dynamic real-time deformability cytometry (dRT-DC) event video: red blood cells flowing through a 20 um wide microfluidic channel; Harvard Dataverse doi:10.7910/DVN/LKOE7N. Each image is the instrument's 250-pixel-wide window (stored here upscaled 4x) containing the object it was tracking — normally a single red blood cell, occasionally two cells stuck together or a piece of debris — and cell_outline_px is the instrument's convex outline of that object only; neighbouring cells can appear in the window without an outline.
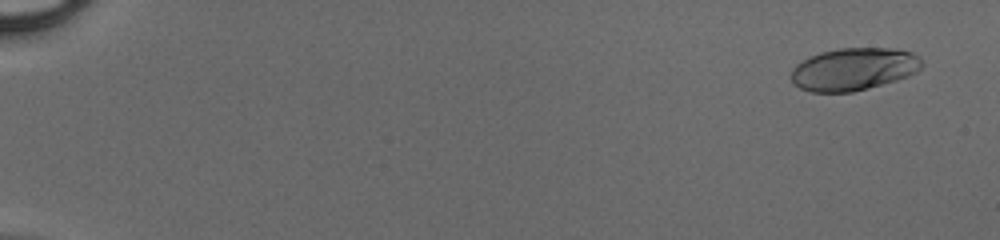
{"species": "human", "species_latin": "Homo sapiens", "temperature_condition": "cold", "stored_images_in_passage": 50, "camera_frame_rate_fps": 3000, "um_per_image_px": 0.085, "donor": {"sex": "male"}, "frame": {"image": 1, "passage_image": 3, "time_ms": 0.667, "image_size_px": [1000, 240], "cell_outline_px": [[924, 64], [916, 72], [908, 76], [896, 80], [868, 88], [852, 92], [812, 92], [800, 88], [792, 84], [792, 68], [796, 64], [820, 52], [840, 48], [896, 48], [912, 52]], "centroid_in_image_um": [72.56, 5.87], "position_along_channel_um": 12.4, "area_um2": 32.31}}
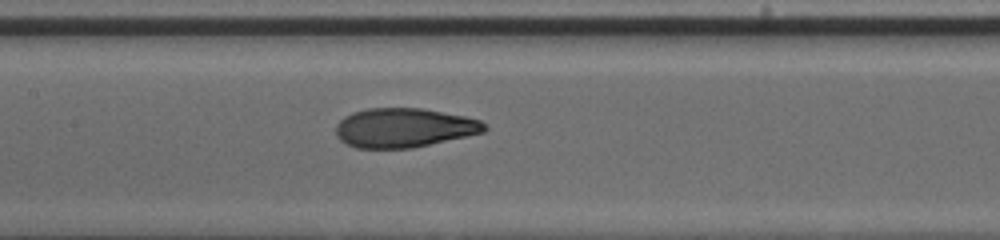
{"frame": {"image": 2, "passage_image": 27, "time_ms": 8.667, "image_size_px": [1000, 240], "cell_outline_px": [[488, 128], [484, 132], [468, 136], [412, 148], [356, 148], [340, 140], [336, 136], [336, 124], [344, 116], [352, 112], [368, 108], [424, 108], [464, 116], [480, 120], [488, 124]], "centroid_in_image_um": [34.35, 10.85], "position_along_channel_um": 173.0, "area_um2": 34.22}}
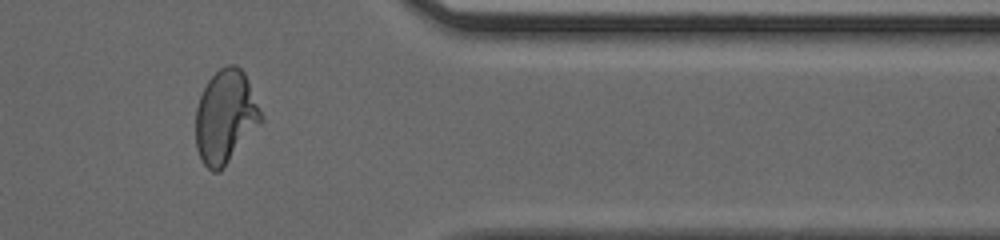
{"frame": {"image": 3, "passage_image": 43, "time_ms": 14.0, "image_size_px": [1000, 240], "cell_outline_px": [[264, 120], [224, 168], [220, 172], [212, 172], [200, 160], [196, 148], [196, 108], [200, 96], [208, 80], [220, 68], [228, 64], [236, 64], [244, 72], [264, 116]], "centroid_in_image_um": [19.17, 9.95], "position_along_channel_um": 392.2, "area_um2": 35.84}}